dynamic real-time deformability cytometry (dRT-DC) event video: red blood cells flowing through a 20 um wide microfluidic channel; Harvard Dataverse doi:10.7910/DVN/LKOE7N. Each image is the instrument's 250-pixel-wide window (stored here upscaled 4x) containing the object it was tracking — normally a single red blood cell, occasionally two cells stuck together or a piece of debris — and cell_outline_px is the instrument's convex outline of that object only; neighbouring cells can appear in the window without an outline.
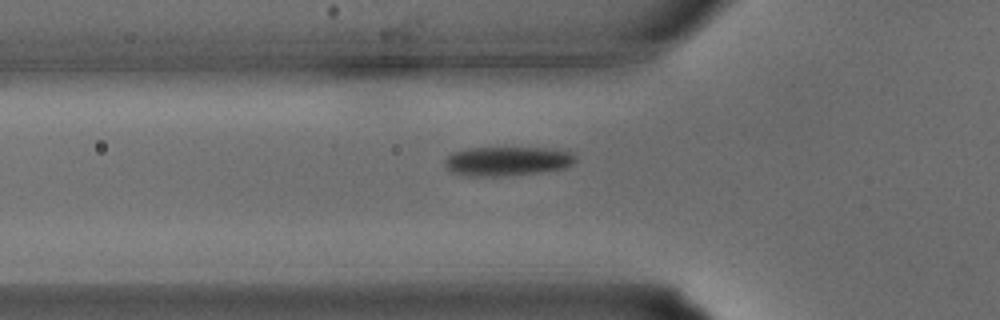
{"species": "common noctule bat (a hibernating species)", "species_latin": "Nyctalus noctula", "temperature_condition": "warm", "stored_images_in_passage": 28, "camera_frame_rate_fps": 3000, "um_per_image_px": 0.085, "animal": {"sex": "male", "body_mass_g": 15.6}, "frame": {"image": 1, "passage_image": 8, "time_ms": 2.333, "image_size_px": [1000, 320], "cell_outline_px": [[576, 160], [572, 164], [564, 168], [540, 172], [504, 176], [464, 176], [452, 172], [444, 164], [444, 160], [448, 156], [456, 152], [472, 148], [544, 148], [568, 152], [576, 156]], "centroid_in_image_um": [43.1, 13.71], "position_along_channel_um": 82.7, "area_um2": 21.96}}
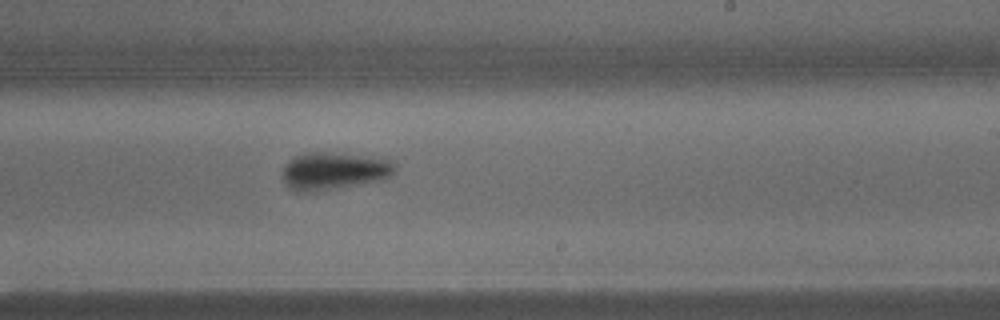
{"frame": {"image": 2, "passage_image": 17, "time_ms": 5.333, "image_size_px": [1000, 320], "cell_outline_px": [[396, 168], [384, 180], [312, 192], [296, 192], [288, 188], [284, 184], [280, 176], [288, 160], [292, 156], [308, 152], [312, 152], [384, 156], [392, 160]], "centroid_in_image_um": [28.36, 14.52], "position_along_channel_um": 260.6, "area_um2": 25.14}}
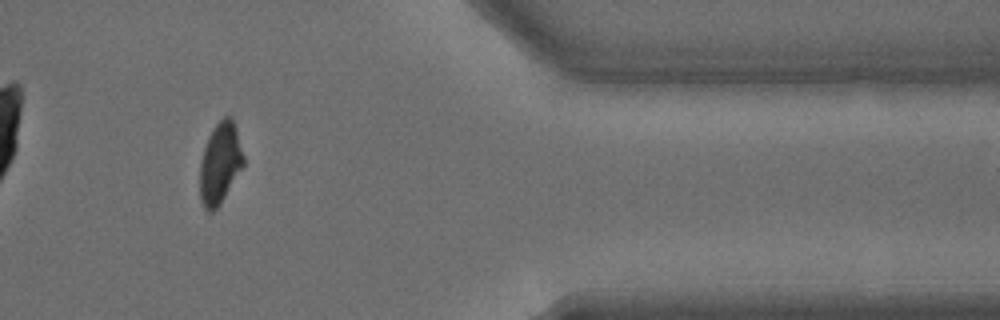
{"frame": {"image": 3, "passage_image": 25, "time_ms": 8.0, "image_size_px": [1000, 320], "cell_outline_px": [[244, 164], [220, 204], [212, 212], [208, 212], [204, 208], [200, 200], [200, 160], [208, 136], [212, 128], [224, 116], [232, 116], [236, 128], [244, 156]], "centroid_in_image_um": [18.69, 13.86], "position_along_channel_um": 392.7, "area_um2": 20.63}}